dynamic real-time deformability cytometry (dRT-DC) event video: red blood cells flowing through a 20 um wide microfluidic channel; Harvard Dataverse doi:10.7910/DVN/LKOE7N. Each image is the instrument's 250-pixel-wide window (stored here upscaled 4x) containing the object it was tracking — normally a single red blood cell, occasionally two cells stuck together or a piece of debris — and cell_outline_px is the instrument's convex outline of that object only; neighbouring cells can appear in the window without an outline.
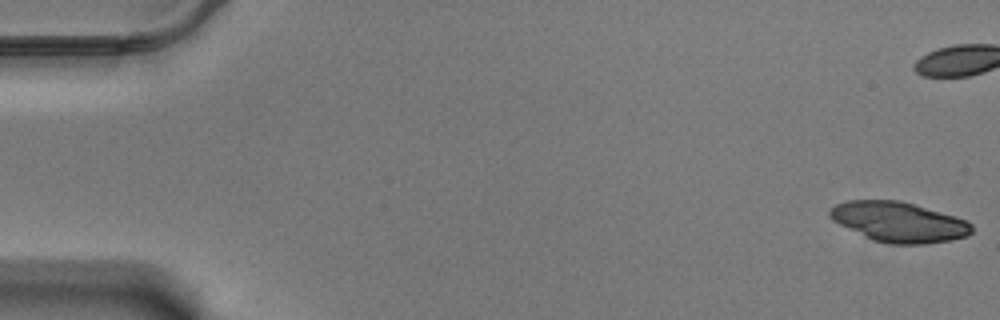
{"species": "Egyptian fruit bat (a non-hibernating species)", "species_latin": "Rousettus aegyptiacus", "temperature_condition": "warm", "stored_images_in_passage": 41, "camera_frame_rate_fps": 3000, "um_per_image_px": 0.085, "animal": {"sex": "male"}, "frame": {"image": 1, "passage_image": 1, "time_ms": 0.0, "image_size_px": [1000, 320], "cell_outline_px": [[972, 232], [968, 236], [948, 240], [924, 244], [888, 244], [872, 240], [832, 220], [828, 216], [828, 212], [836, 204], [848, 200], [900, 200], [968, 220], [972, 224]], "centroid_in_image_um": [76.4, 18.87], "position_along_channel_um": 8.6, "area_um2": 33.06}}